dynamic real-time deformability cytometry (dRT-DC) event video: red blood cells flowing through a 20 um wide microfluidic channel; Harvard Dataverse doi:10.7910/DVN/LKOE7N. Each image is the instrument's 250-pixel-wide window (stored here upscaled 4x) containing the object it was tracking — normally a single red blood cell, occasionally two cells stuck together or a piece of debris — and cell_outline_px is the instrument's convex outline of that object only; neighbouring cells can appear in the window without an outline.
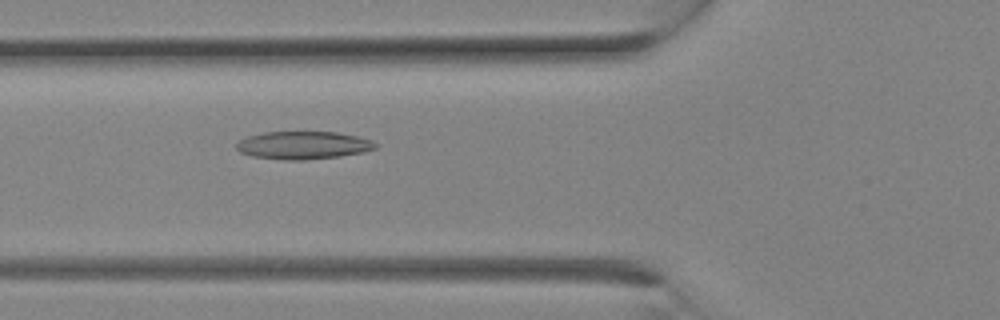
{"species": "Egyptian fruit bat (a non-hibernating species)", "species_latin": "Rousettus aegyptiacus", "temperature_condition": "room temperature", "stored_images_in_passage": 10, "camera_frame_rate_fps": 3000, "um_per_image_px": 0.085, "animal": {"sex": "female"}, "frame": {"image": 1, "passage_image": 10, "time_ms": 3.0, "image_size_px": [1000, 320], "cell_outline_px": [[376, 148], [364, 152], [340, 156], [304, 160], [284, 160], [252, 156], [240, 152], [236, 148], [236, 144], [240, 140], [248, 136], [264, 132], [336, 132], [356, 136], [372, 140], [376, 144]], "centroid_in_image_um": [25.77, 12.35], "position_along_channel_um": 100.0, "area_um2": 22.48}}